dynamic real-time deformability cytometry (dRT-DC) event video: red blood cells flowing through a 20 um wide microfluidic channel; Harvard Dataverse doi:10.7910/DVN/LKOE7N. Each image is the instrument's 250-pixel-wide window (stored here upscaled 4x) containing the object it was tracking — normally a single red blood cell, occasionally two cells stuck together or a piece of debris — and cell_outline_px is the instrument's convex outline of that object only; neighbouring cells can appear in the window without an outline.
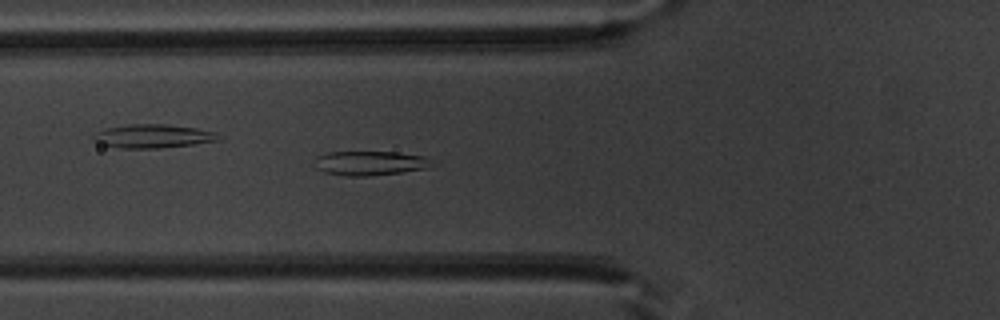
{"species": "common noctule bat (a hibernating species)", "species_latin": "Nyctalus noctula", "temperature_condition": "warm", "stored_images_in_passage": 45, "camera_frame_rate_fps": 3000, "um_per_image_px": 0.085, "animal": {"sex": "male", "body_mass_g": 20.1, "forearm_length_mm": 53.5}, "frame": {"image": 1, "passage_image": 18, "time_ms": 5.667, "image_size_px": [1000, 320], "cell_outline_px": [[428, 168], [400, 172], [368, 176], [348, 176], [324, 172], [316, 168], [312, 164], [316, 156], [328, 152], [396, 152], [424, 156]], "centroid_in_image_um": [31.29, 13.86], "position_along_channel_um": 94.5, "area_um2": 16.36}}
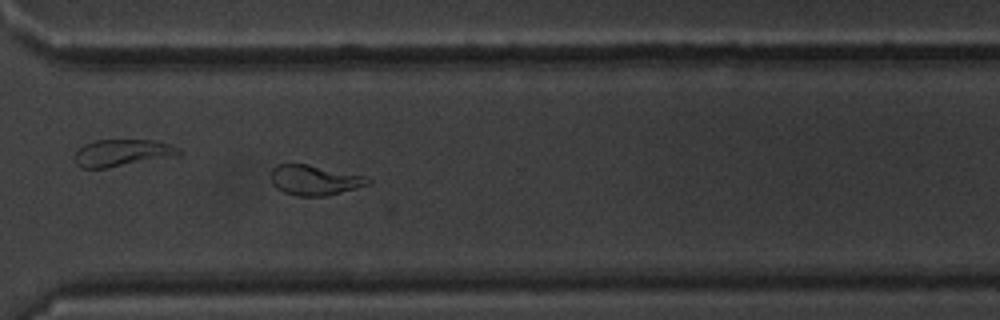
{"frame": {"image": 2, "passage_image": 37, "time_ms": 12.0, "image_size_px": [1000, 320], "cell_outline_px": [[372, 180], [368, 184], [356, 188], [324, 196], [296, 196], [284, 192], [276, 188], [272, 184], [272, 168], [276, 164], [308, 164], [368, 176]], "centroid_in_image_um": [26.74, 15.3], "position_along_channel_um": 343.9, "area_um2": 17.05}}
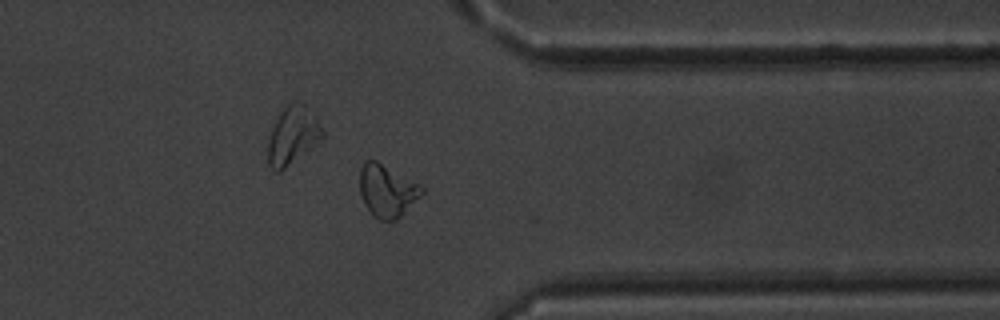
{"frame": {"image": 3, "passage_image": 40, "time_ms": 13.0, "image_size_px": [1000, 320], "cell_outline_px": [[424, 192], [396, 220], [380, 220], [364, 204], [360, 192], [360, 168], [368, 160], [376, 160], [420, 184], [424, 188]], "centroid_in_image_um": [32.9, 16.19], "position_along_channel_um": 378.5, "area_um2": 18.55}, "authors_computed_cell_mechanics": {"area_um2": 17.7446, "velocity_mm_per_s": 3.9372, "shape_relaxation_time_tau1_ms": 5.6675, "shape_relaxation_time_tau2_ms": 1.2213, "deformation_change_tau1": 0.1694, "deformation_change_tau2": 0.0938}}